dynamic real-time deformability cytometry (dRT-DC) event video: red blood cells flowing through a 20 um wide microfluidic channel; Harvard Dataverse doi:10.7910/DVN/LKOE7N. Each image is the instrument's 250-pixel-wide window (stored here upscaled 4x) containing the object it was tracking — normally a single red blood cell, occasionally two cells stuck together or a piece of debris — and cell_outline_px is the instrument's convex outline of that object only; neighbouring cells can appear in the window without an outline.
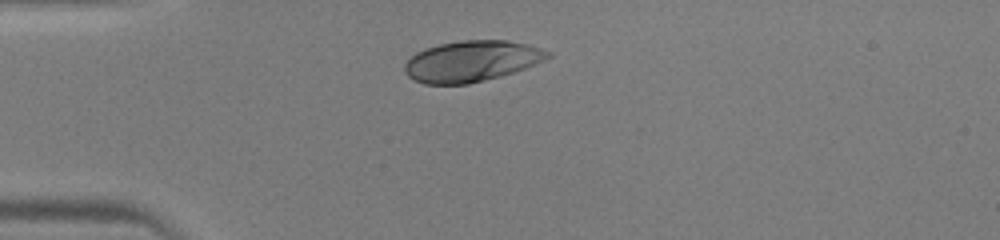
{"species": "human", "species_latin": "Homo sapiens", "temperature_condition": "warm", "stored_images_in_passage": 28, "camera_frame_rate_fps": 3000, "um_per_image_px": 0.085, "donor": {"sex": "male"}, "frame": {"image": 1, "passage_image": 1, "time_ms": 0.0, "image_size_px": [1000, 240], "cell_outline_px": [[552, 56], [544, 60], [524, 68], [500, 76], [468, 84], [424, 84], [408, 76], [404, 72], [404, 64], [416, 52], [424, 48], [440, 44], [460, 40], [504, 40], [528, 44], [552, 52]], "centroid_in_image_um": [40.07, 5.19], "position_along_channel_um": 44.9, "area_um2": 34.04}}
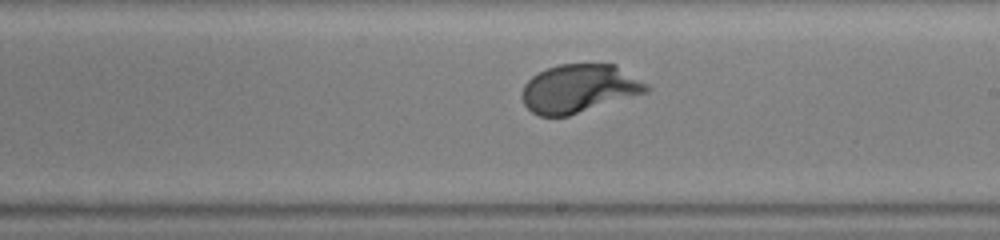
{"frame": {"image": 2, "passage_image": 16, "time_ms": 5.0, "image_size_px": [1000, 240], "cell_outline_px": [[648, 92], [568, 116], [540, 116], [532, 112], [524, 104], [520, 96], [520, 92], [524, 84], [532, 76], [548, 68], [560, 64], [616, 64], [648, 84]], "centroid_in_image_um": [49.21, 7.53], "position_along_channel_um": 239.8, "area_um2": 35.08}}
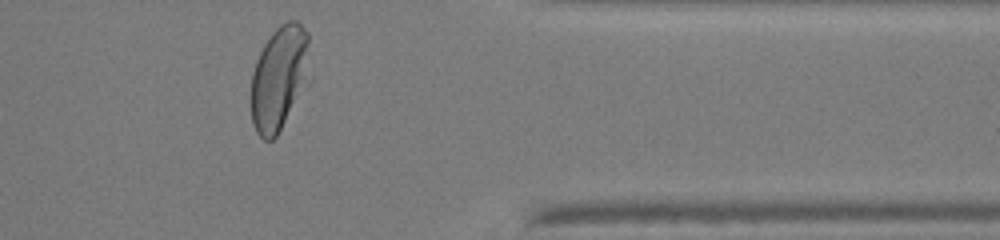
{"frame": {"image": 3, "passage_image": 27, "time_ms": 8.667, "image_size_px": [1000, 240], "cell_outline_px": [[312, 80], [276, 136], [272, 140], [264, 140], [256, 132], [252, 124], [248, 100], [252, 72], [256, 60], [264, 44], [272, 32], [280, 24], [288, 20], [296, 20], [308, 32], [312, 76]], "centroid_in_image_um": [23.76, 6.64], "position_along_channel_um": 387.6, "area_um2": 37.51}}